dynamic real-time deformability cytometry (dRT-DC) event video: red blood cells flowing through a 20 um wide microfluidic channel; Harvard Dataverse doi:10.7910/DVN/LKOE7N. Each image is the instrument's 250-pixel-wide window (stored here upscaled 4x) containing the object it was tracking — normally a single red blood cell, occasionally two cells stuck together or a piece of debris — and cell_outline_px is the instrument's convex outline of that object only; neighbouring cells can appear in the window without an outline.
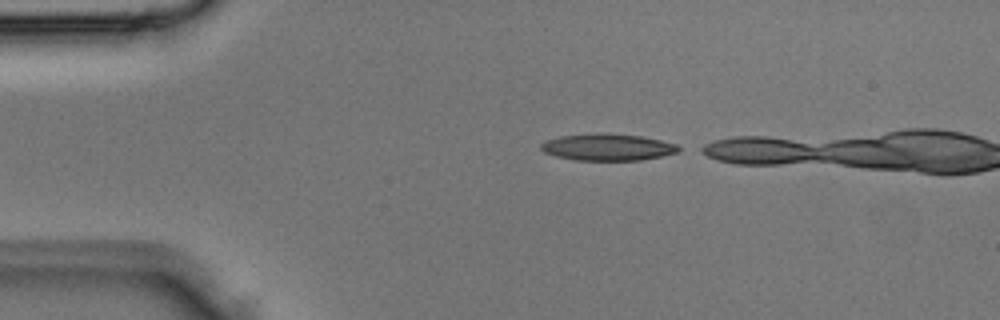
{"species": "Egyptian fruit bat (a non-hibernating species)", "species_latin": "Rousettus aegyptiacus", "temperature_condition": "room temperature", "stored_images_in_passage": 4, "segment_of_instrument_passage": [2, 2], "camera_frame_rate_fps": 3000, "um_per_image_px": 0.085, "animal": {"sex": "male"}, "frame": {"image": 1, "passage_image": 4, "time_ms": 1.0, "image_size_px": [1000, 320], "cell_outline_px": [[684, 148], [676, 152], [660, 156], [640, 160], [576, 160], [556, 156], [544, 152], [540, 148], [540, 144], [544, 140], [560, 136], [604, 132], [608, 132], [640, 136], [660, 140], [676, 144]], "centroid_in_image_um": [51.63, 12.49], "position_along_channel_um": 33.4, "area_um2": 21.56}}